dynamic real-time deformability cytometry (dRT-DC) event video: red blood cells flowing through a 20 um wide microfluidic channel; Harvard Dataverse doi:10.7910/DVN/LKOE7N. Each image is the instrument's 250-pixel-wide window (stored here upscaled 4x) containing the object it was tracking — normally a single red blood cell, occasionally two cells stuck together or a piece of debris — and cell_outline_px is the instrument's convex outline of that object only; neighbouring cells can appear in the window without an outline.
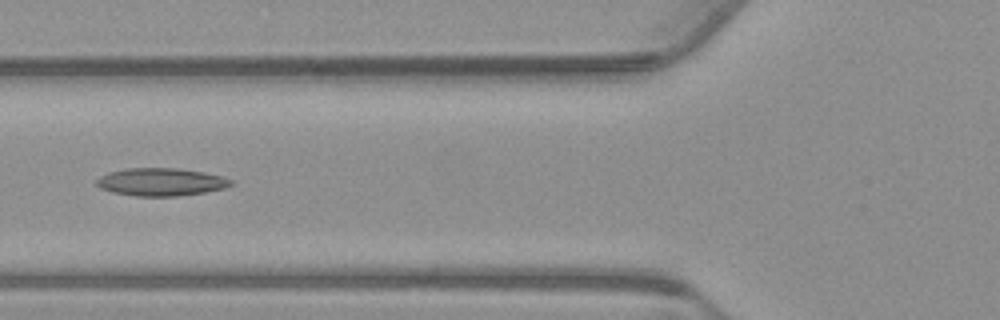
{"species": "common noctule bat (a hibernating species)", "species_latin": "Nyctalus noctula", "temperature_condition": "warm", "stored_images_in_passage": 53, "camera_frame_rate_fps": 3000, "um_per_image_px": 0.085, "animal": {"sex": "male", "body_mass_g": 23.1, "forearm_length_mm": 52.7}, "frame": {"image": 1, "passage_image": 19, "time_ms": 6.0, "image_size_px": [1000, 320], "cell_outline_px": [[236, 184], [224, 188], [204, 192], [176, 196], [136, 196], [112, 192], [100, 188], [96, 184], [96, 180], [100, 176], [108, 172], [128, 168], [176, 168], [204, 172], [224, 176], [232, 180]], "centroid_in_image_um": [13.7, 15.46], "position_along_channel_um": 112.1, "area_um2": 21.85}}
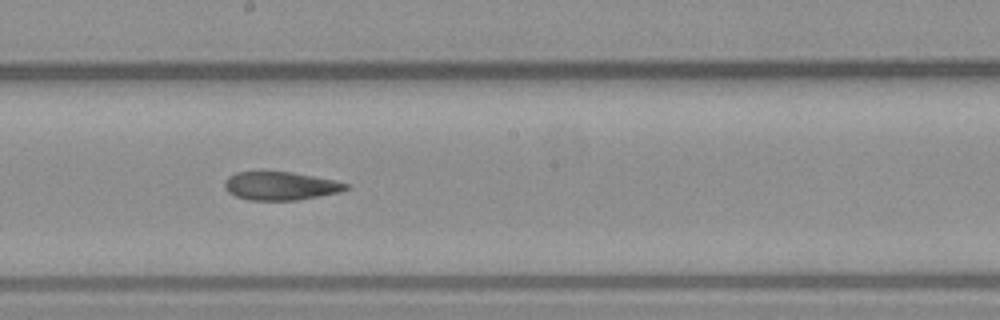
{"frame": {"image": 2, "passage_image": 28, "time_ms": 9.0, "image_size_px": [1000, 320], "cell_outline_px": [[348, 188], [340, 192], [296, 200], [248, 200], [236, 196], [228, 192], [224, 188], [224, 180], [228, 176], [236, 172], [292, 172], [336, 180], [348, 184]], "centroid_in_image_um": [23.82, 15.8], "position_along_channel_um": 224.4, "area_um2": 20.0}}
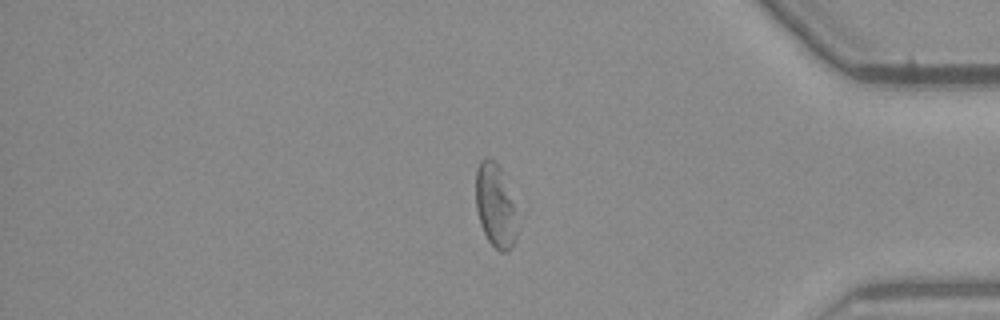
{"frame": {"image": 3, "passage_image": 44, "time_ms": 14.333, "image_size_px": [1000, 320], "cell_outline_px": [[528, 208], [516, 240], [512, 248], [508, 252], [500, 252], [488, 240], [480, 224], [476, 208], [476, 168], [480, 160], [488, 156], [500, 168]], "centroid_in_image_um": [42.35, 17.5], "position_along_channel_um": 392.9, "area_um2": 23.29}, "authors_computed_cell_mechanics": {"area_um2": 22.3686, "velocity_mm_per_s": 3.7277, "shape_relaxation_time_tau1_ms": null, "shape_relaxation_time_tau2_ms": 8.3671, "deformation_change_tau1": null, "deformation_change_tau2": 0.1874}}